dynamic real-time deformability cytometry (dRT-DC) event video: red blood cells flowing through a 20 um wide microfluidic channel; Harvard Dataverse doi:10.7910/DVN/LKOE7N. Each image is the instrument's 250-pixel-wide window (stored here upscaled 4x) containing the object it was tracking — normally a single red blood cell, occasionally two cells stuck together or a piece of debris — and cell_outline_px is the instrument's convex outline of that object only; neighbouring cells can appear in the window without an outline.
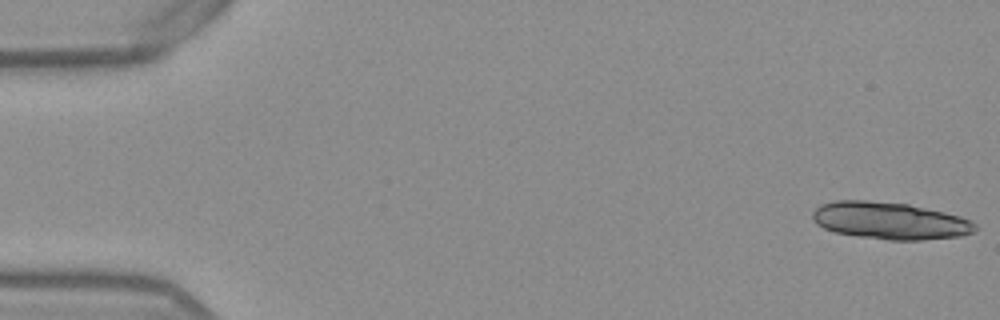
{"species": "Egyptian fruit bat (a non-hibernating species)", "species_latin": "Rousettus aegyptiacus", "temperature_condition": "warm", "stored_images_in_passage": 53, "camera_frame_rate_fps": 3000, "um_per_image_px": 0.085, "frame": {"image": 1, "passage_image": 1, "time_ms": 0.0, "image_size_px": [1000, 320], "cell_outline_px": [[976, 232], [960, 236], [920, 240], [888, 240], [856, 236], [836, 232], [824, 228], [816, 224], [812, 220], [812, 212], [820, 204], [836, 200], [868, 200], [908, 204], [944, 212], [960, 216], [972, 220], [976, 224]], "centroid_in_image_um": [75.63, 18.76], "position_along_channel_um": 9.4, "area_um2": 35.43}}
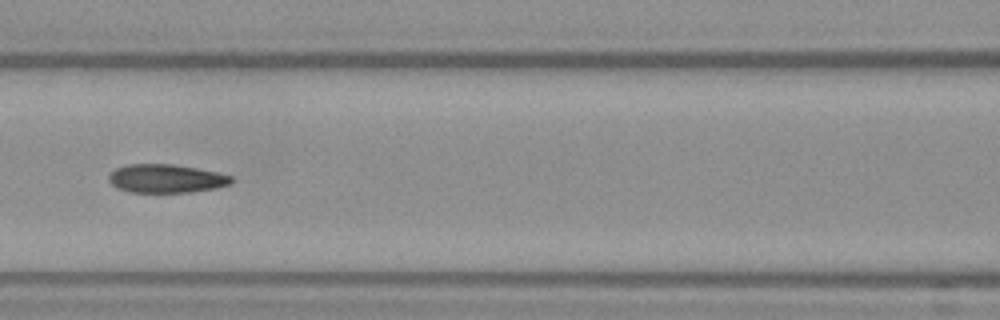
{"frame": {"image": 2, "passage_image": 24, "time_ms": 7.667, "image_size_px": [1000, 320], "cell_outline_px": [[232, 184], [216, 188], [192, 192], [132, 192], [116, 188], [108, 180], [108, 176], [116, 168], [128, 164], [172, 164], [196, 168], [216, 172], [232, 176]], "centroid_in_image_um": [14.12, 15.18], "position_along_channel_um": 152.5, "area_um2": 20.35}}
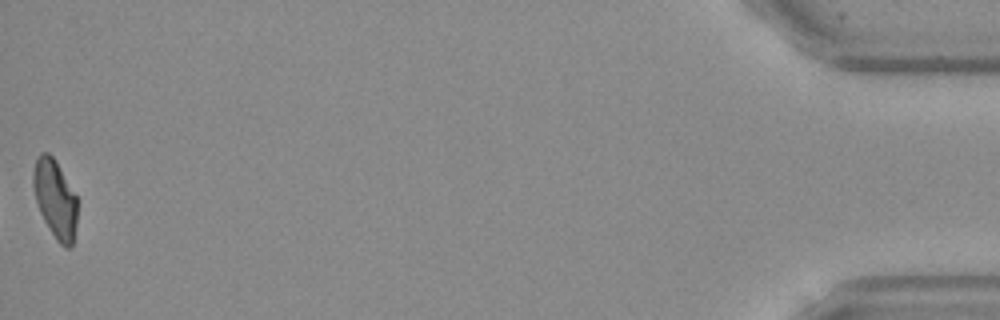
{"frame": {"image": 3, "passage_image": 53, "time_ms": 17.333, "image_size_px": [1000, 320], "cell_outline_px": [[76, 224], [72, 248], [64, 248], [56, 240], [44, 220], [40, 212], [36, 200], [32, 184], [32, 176], [36, 156], [40, 152], [48, 152], [56, 160], [76, 196]], "centroid_in_image_um": [4.67, 16.89], "position_along_channel_um": 430.5, "area_um2": 20.17}, "authors_computed_cell_mechanics": {"area_um2": 20.8658, "velocity_mm_per_s": 3.8717, "shape_relaxation_time_tau1_ms": null, "shape_relaxation_time_tau2_ms": 2.5008, "deformation_change_tau1": null, "deformation_change_tau2": 0.0957}}